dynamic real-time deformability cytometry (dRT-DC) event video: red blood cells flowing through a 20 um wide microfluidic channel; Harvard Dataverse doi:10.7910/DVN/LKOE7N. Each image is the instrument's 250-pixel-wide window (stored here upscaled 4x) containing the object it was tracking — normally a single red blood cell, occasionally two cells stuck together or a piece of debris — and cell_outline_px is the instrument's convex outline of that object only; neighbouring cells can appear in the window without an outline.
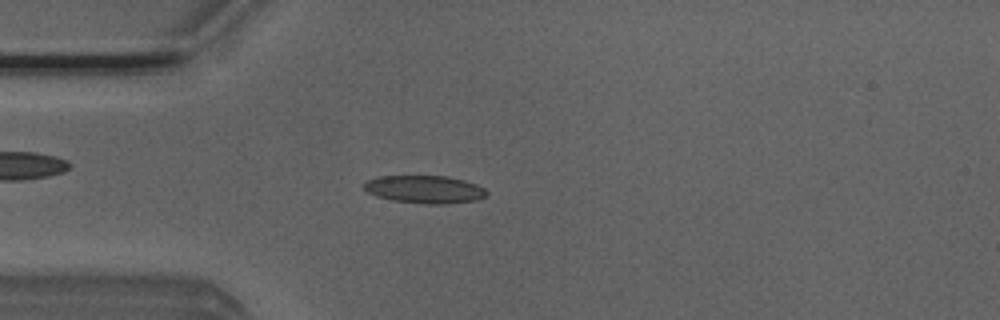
{"species": "Egyptian fruit bat (a non-hibernating species)", "species_latin": "Rousettus aegyptiacus", "temperature_condition": "room temperature", "stored_images_in_passage": 47, "camera_frame_rate_fps": 3000, "um_per_image_px": 0.085, "animal": {"sex": "male"}, "frame": {"image": 1, "passage_image": 10, "time_ms": 3.0, "image_size_px": [1000, 320], "cell_outline_px": [[488, 196], [476, 200], [448, 204], [424, 204], [392, 200], [376, 196], [368, 192], [364, 188], [364, 184], [368, 180], [376, 176], [448, 176], [464, 180], [476, 184], [484, 188], [488, 192]], "centroid_in_image_um": [36.13, 16.1], "position_along_channel_um": 48.9, "area_um2": 20.0}}
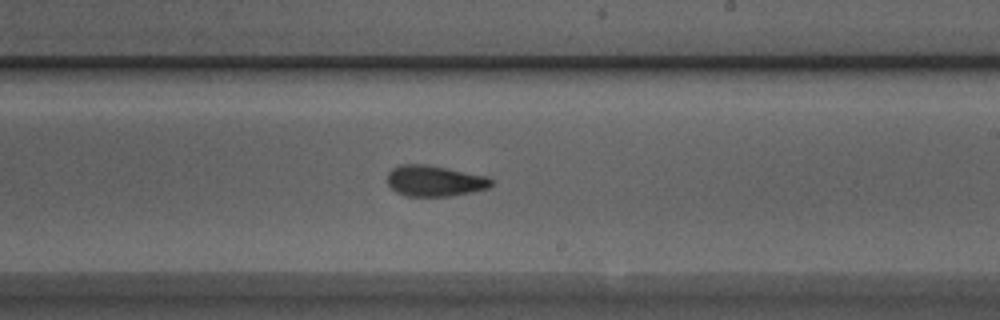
{"frame": {"image": 2, "passage_image": 26, "time_ms": 8.333, "image_size_px": [1000, 320], "cell_outline_px": [[492, 184], [488, 188], [472, 192], [448, 196], [404, 196], [396, 192], [388, 184], [388, 172], [392, 168], [400, 164], [424, 164], [488, 176], [492, 180]], "centroid_in_image_um": [36.93, 15.38], "position_along_channel_um": 252.1, "area_um2": 18.67}}
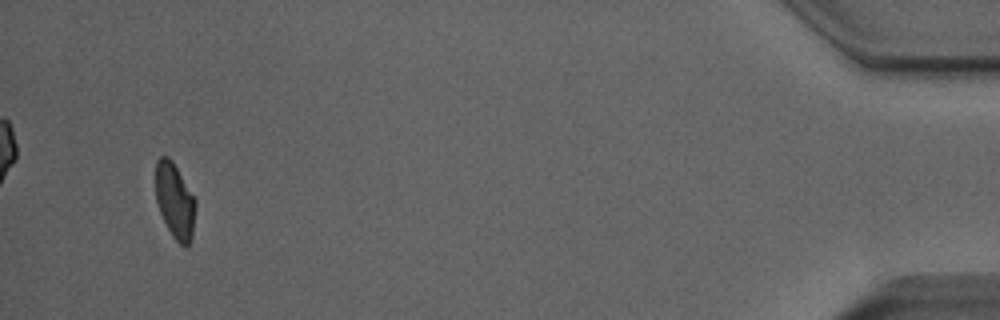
{"frame": {"image": 3, "passage_image": 45, "time_ms": 14.667, "image_size_px": [1000, 320], "cell_outline_px": [[196, 204], [192, 240], [184, 248], [172, 236], [160, 212], [156, 200], [156, 160], [160, 156], [168, 156], [172, 160], [196, 200]], "centroid_in_image_um": [14.87, 17.08], "position_along_channel_um": 420.3, "area_um2": 17.51}, "authors_computed_cell_mechanics": {"area_um2": 18.7272, "velocity_mm_per_s": 3.9934, "shape_relaxation_time_tau1_ms": 6.621, "shape_relaxation_time_tau2_ms": 1.9019, "deformation_change_tau1": 0.1888, "deformation_change_tau2": 0.0918}}